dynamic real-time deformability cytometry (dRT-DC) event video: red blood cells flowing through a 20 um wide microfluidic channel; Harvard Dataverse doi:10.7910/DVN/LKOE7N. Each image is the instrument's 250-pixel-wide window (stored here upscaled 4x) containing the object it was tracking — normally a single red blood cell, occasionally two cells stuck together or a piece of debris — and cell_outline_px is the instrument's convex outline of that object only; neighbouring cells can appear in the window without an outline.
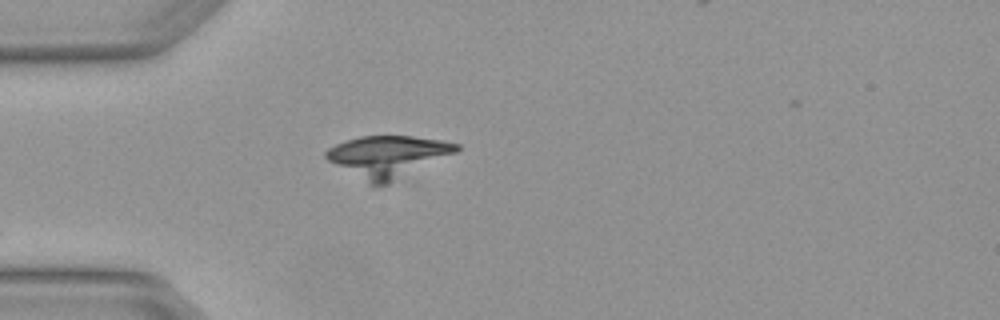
{"species": "Egyptian fruit bat (a non-hibernating species)", "species_latin": "Rousettus aegyptiacus", "temperature_condition": "warm", "stored_images_in_passage": 4, "camera_frame_rate_fps": 3000, "um_per_image_px": 0.085, "animal": {"sex": "female"}, "frame": {"image": 1, "passage_image": 3, "time_ms": 0.667, "image_size_px": [1000, 320], "cell_outline_px": [[460, 148], [456, 152], [388, 184], [372, 184], [328, 160], [324, 156], [324, 152], [328, 148], [336, 144], [360, 136], [412, 136], [444, 140], [460, 144]], "centroid_in_image_um": [32.99, 13.26], "position_along_channel_um": 52.0, "area_um2": 30.92}}